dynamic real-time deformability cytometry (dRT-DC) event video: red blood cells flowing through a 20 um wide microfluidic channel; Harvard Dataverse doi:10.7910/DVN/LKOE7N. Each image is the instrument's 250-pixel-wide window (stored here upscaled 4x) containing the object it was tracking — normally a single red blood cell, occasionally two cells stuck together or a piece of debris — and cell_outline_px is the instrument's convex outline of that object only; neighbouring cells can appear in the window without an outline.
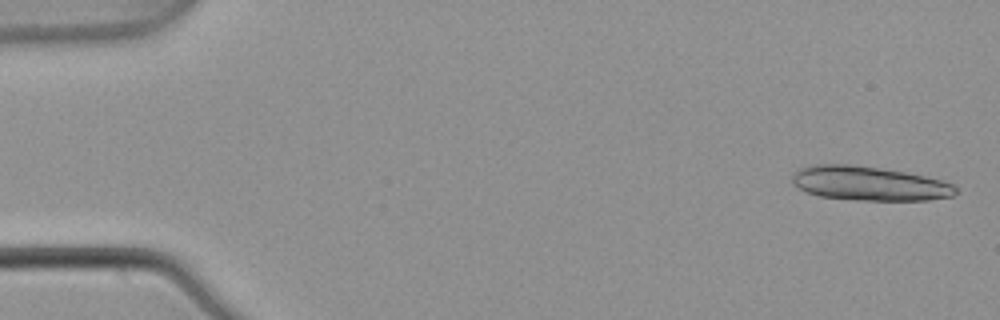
{"species": "common noctule bat (a hibernating species)", "species_latin": "Nyctalus noctula", "temperature_condition": "warm", "stored_images_in_passage": 4, "camera_frame_rate_fps": 3000, "um_per_image_px": 0.085, "animal": {"sex": "male", "body_mass_g": 21.5, "forearm_length_mm": 52.0}, "frame": {"image": 1, "passage_image": 1, "time_ms": 0.0, "image_size_px": [1000, 320], "cell_outline_px": [[960, 188], [952, 196], [928, 200], [856, 200], [820, 196], [804, 192], [792, 184], [792, 172], [800, 168], [812, 164], [848, 164], [880, 168], [904, 172], [924, 176], [940, 180], [952, 184]], "centroid_in_image_um": [73.83, 15.59], "position_along_channel_um": 11.2, "area_um2": 32.71}}